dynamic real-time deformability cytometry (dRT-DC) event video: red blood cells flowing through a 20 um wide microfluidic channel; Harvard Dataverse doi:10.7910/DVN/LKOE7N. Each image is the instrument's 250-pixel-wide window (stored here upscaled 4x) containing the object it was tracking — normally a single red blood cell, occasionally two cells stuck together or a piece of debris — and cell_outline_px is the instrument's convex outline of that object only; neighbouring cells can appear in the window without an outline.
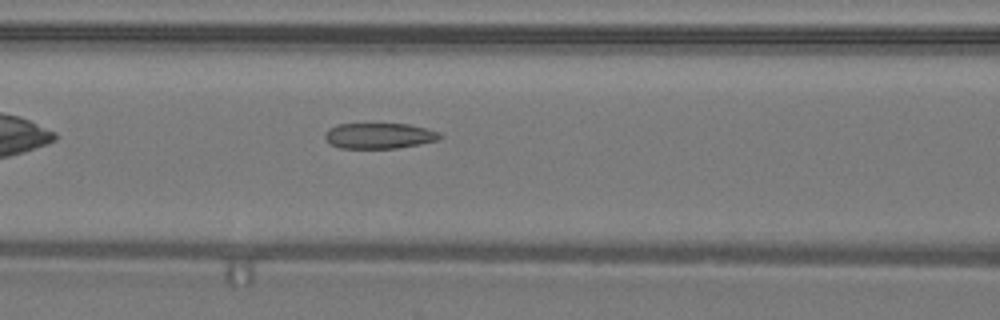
{"species": "common noctule bat (a hibernating species)", "species_latin": "Nyctalus noctula", "temperature_condition": "warm", "stored_images_in_passage": 37, "camera_frame_rate_fps": 3000, "um_per_image_px": 0.085, "animal": {"sex": "male", "body_mass_g": 19.2, "forearm_length_mm": 51.8}, "frame": {"image": 1, "passage_image": 9, "time_ms": 2.667, "image_size_px": [1000, 320], "cell_outline_px": [[444, 136], [440, 140], [420, 144], [396, 148], [340, 148], [332, 144], [324, 136], [324, 132], [328, 128], [336, 124], [408, 124], [440, 132]], "centroid_in_image_um": [32.26, 11.54], "position_along_channel_um": 134.3, "area_um2": 17.22}}
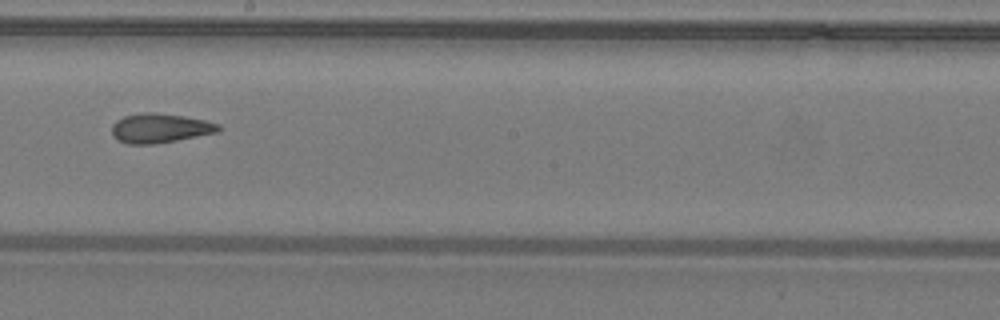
{"frame": {"image": 2, "passage_image": 16, "time_ms": 5.0, "image_size_px": [1000, 320], "cell_outline_px": [[220, 128], [216, 132], [156, 144], [128, 144], [116, 140], [112, 136], [112, 124], [116, 120], [124, 116], [144, 112], [156, 112], [184, 116], [204, 120], [220, 124]], "centroid_in_image_um": [13.54, 10.89], "position_along_channel_um": 234.7, "area_um2": 18.26}}
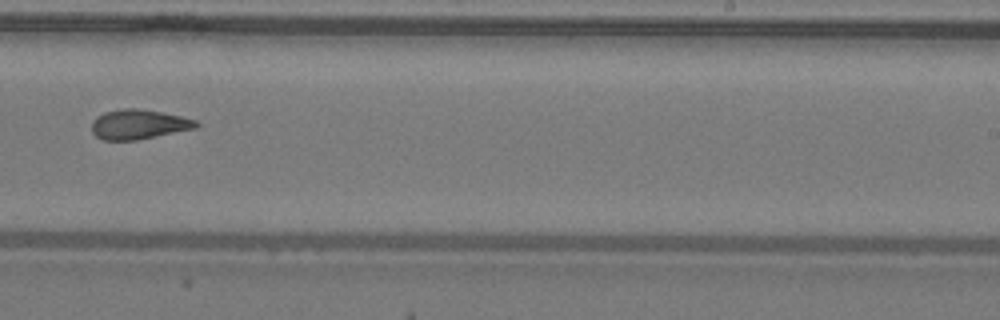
{"frame": {"image": 3, "passage_image": 19, "time_ms": 6.0, "image_size_px": [1000, 320], "cell_outline_px": [[200, 124], [196, 128], [136, 140], [100, 140], [92, 132], [92, 120], [104, 112], [120, 108], [136, 108], [160, 112], [180, 116], [196, 120]], "centroid_in_image_um": [11.76, 10.57], "position_along_channel_um": 277.2, "area_um2": 18.03}, "authors_computed_cell_mechanics": {"area_um2": 18.6116, "velocity_mm_per_s": 4.3056, "shape_relaxation_time_tau1_ms": null, "shape_relaxation_time_tau2_ms": 3.548, "deformation_change_tau1": null, "deformation_change_tau2": 0.1113}}